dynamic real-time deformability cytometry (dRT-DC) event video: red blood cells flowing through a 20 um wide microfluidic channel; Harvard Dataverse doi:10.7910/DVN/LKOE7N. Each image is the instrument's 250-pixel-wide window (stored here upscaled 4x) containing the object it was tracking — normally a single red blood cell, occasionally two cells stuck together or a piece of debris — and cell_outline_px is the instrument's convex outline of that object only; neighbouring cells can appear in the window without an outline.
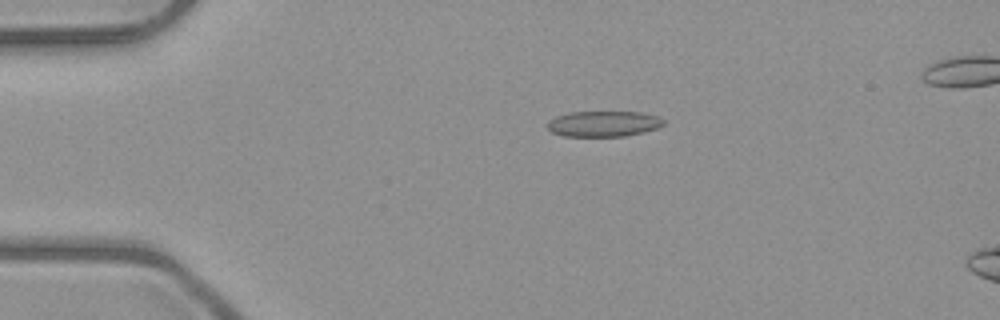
{"species": "common noctule bat (a hibernating species)", "species_latin": "Nyctalus noctula", "temperature_condition": "room temperature", "stored_images_in_passage": 5, "camera_frame_rate_fps": 3000, "um_per_image_px": 0.085, "animal": {"sex": "male", "body_mass_g": 23.1, "forearm_length_mm": 52.7}, "frame": {"image": 1, "passage_image": 4, "time_ms": 3.333, "image_size_px": [1000, 320], "cell_outline_px": [[664, 124], [656, 128], [644, 132], [624, 136], [564, 136], [552, 132], [548, 128], [548, 120], [556, 116], [568, 112], [640, 112], [656, 116], [664, 120]], "centroid_in_image_um": [51.28, 10.52], "position_along_channel_um": 33.7, "area_um2": 17.28}}